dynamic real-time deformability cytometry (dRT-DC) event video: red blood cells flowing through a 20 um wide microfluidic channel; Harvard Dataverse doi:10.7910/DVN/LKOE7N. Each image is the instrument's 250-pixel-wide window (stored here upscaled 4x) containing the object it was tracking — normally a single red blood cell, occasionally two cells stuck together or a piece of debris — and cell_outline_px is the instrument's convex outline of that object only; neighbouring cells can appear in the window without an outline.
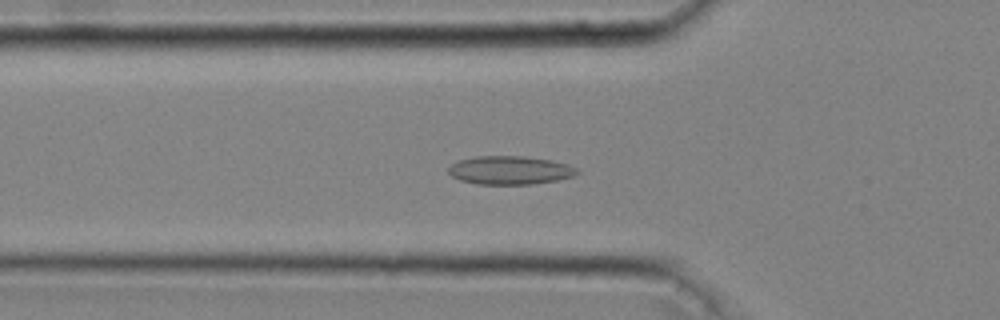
{"species": "common noctule bat (a hibernating species)", "species_latin": "Nyctalus noctula", "temperature_condition": "cold", "stored_images_in_passage": 37, "camera_frame_rate_fps": 3000, "um_per_image_px": 0.085, "animal": {"sex": "male", "body_mass_g": 20.4}, "frame": {"image": 1, "passage_image": 6, "time_ms": 1.667, "image_size_px": [1000, 320], "cell_outline_px": [[580, 172], [572, 176], [556, 180], [532, 184], [476, 184], [460, 180], [452, 176], [448, 172], [448, 168], [452, 164], [460, 160], [476, 156], [524, 156], [552, 160], [568, 164], [576, 168]], "centroid_in_image_um": [43.34, 14.46], "position_along_channel_um": 82.5, "area_um2": 21.27}}
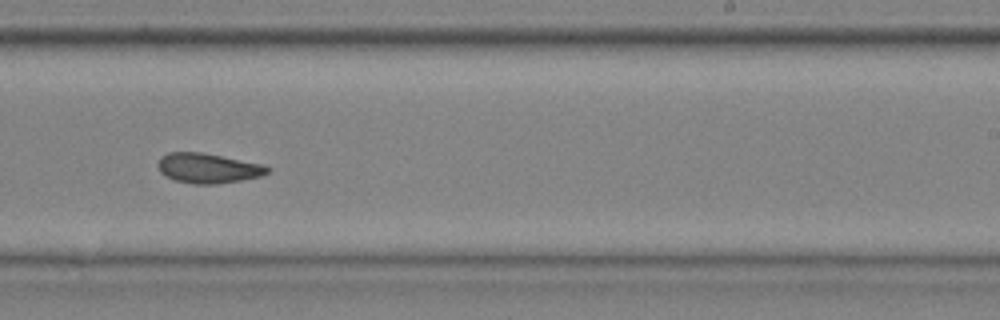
{"frame": {"image": 2, "passage_image": 20, "time_ms": 6.333, "image_size_px": [1000, 320], "cell_outline_px": [[272, 168], [268, 172], [260, 176], [240, 180], [216, 184], [192, 184], [176, 180], [164, 176], [160, 172], [156, 164], [160, 156], [168, 152], [200, 152], [260, 164]], "centroid_in_image_um": [17.61, 14.3], "position_along_channel_um": 271.4, "area_um2": 18.96}}
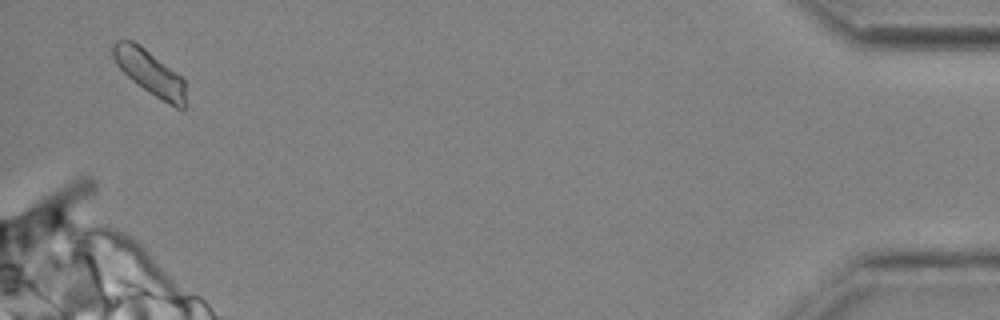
{"frame": {"image": 3, "passage_image": 36, "time_ms": 11.667, "image_size_px": [1000, 320], "cell_outline_px": [[184, 112], [176, 108], [148, 92], [132, 80], [116, 64], [112, 56], [112, 44], [116, 40], [132, 40], [140, 44], [180, 76], [184, 80]], "centroid_in_image_um": [12.7, 6.15], "position_along_channel_um": 422.5, "area_um2": 18.73}, "authors_computed_cell_mechanics": {"area_um2": 19.3052, "velocity_mm_per_s": 4.048, "shape_relaxation_time_tau1_ms": null, "shape_relaxation_time_tau2_ms": 3.1274, "deformation_change_tau1": null, "deformation_change_tau2": 0.0732}}